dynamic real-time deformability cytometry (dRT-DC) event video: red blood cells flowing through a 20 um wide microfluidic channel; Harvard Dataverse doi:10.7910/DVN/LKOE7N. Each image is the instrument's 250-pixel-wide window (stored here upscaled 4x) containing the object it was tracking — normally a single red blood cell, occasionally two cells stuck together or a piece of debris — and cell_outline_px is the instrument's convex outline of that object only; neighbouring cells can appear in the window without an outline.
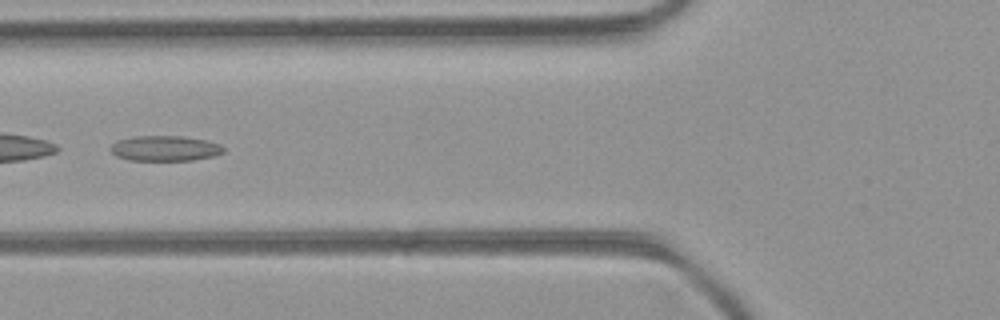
{"species": "common noctule bat (a hibernating species)", "species_latin": "Nyctalus noctula", "temperature_condition": "room temperature", "stored_images_in_passage": 43, "camera_frame_rate_fps": 3000, "um_per_image_px": 0.085, "animal": {"sex": "female", "body_mass_g": 21.9}, "frame": {"image": 1, "passage_image": 13, "time_ms": 4.0, "image_size_px": [1000, 320], "cell_outline_px": [[224, 152], [212, 156], [192, 160], [128, 160], [116, 156], [108, 148], [116, 140], [136, 136], [184, 136], [204, 140], [220, 144], [224, 148]], "centroid_in_image_um": [13.98, 12.6], "position_along_channel_um": 111.8, "area_um2": 16.65}, "authors_computed_cell_mechanics": {"area_um2": 17.5134, "velocity_mm_per_s": 4.2948, "shape_relaxation_time_tau1_ms": null, "shape_relaxation_time_tau2_ms": 6.1353, "deformation_change_tau1": null, "deformation_change_tau2": 0.1448}}